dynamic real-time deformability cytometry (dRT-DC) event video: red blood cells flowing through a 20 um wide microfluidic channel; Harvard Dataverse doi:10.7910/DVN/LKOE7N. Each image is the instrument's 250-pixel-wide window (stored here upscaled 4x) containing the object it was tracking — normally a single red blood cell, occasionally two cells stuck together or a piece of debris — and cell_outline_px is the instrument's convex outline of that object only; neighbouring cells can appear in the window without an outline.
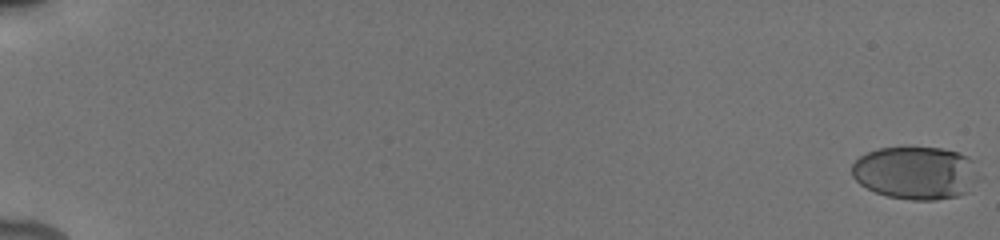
{"species": "human", "species_latin": "Homo sapiens", "temperature_condition": "cold", "stored_images_in_passage": 20, "camera_frame_rate_fps": 3000, "um_per_image_px": 0.085, "donor": {"sex": "male"}, "frame": {"image": 1, "passage_image": 1, "time_ms": 0.0, "image_size_px": [1000, 240], "cell_outline_px": [[972, 160], [968, 192], [956, 196], [936, 200], [912, 200], [888, 196], [876, 192], [860, 184], [852, 176], [852, 164], [860, 156], [868, 152], [880, 148], [940, 148], [956, 152], [968, 156]], "centroid_in_image_um": [77.7, 14.69], "position_along_channel_um": 7.3, "area_um2": 37.92}}
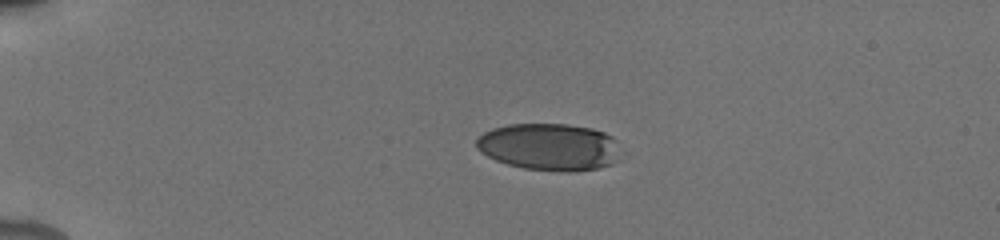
{"frame": {"image": 2, "passage_image": 13, "time_ms": 4.667, "image_size_px": [1000, 240], "cell_outline_px": [[616, 160], [612, 164], [596, 168], [572, 172], [564, 172], [524, 168], [508, 164], [496, 160], [480, 152], [476, 148], [476, 140], [484, 132], [492, 128], [508, 124], [568, 124], [592, 128], [604, 132], [612, 136], [616, 140]], "centroid_in_image_um": [46.66, 12.48], "position_along_channel_um": 38.3, "area_um2": 39.48}}